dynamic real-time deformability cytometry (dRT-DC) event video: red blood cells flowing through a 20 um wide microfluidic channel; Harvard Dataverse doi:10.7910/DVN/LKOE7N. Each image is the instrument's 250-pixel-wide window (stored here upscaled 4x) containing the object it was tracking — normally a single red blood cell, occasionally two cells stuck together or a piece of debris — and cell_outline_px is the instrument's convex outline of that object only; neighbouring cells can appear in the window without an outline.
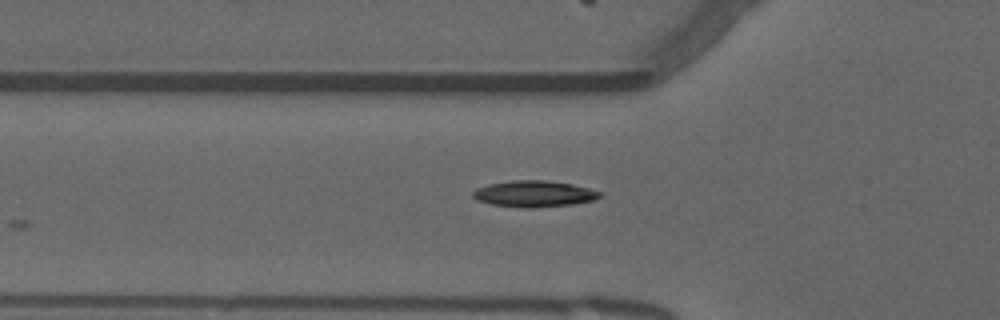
{"species": "common noctule bat (a hibernating species)", "species_latin": "Nyctalus noctula", "temperature_condition": "warm", "stored_images_in_passage": 8, "camera_frame_rate_fps": 3000, "um_per_image_px": 0.085, "animal": {"sex": "male", "forearm_length_mm": 52.5}, "frame": {"image": 1, "passage_image": 3, "time_ms": 0.667, "image_size_px": [1000, 320], "cell_outline_px": [[604, 192], [600, 196], [592, 200], [572, 204], [532, 208], [492, 204], [480, 200], [472, 196], [472, 192], [476, 188], [488, 184], [512, 180], [544, 180], [572, 184]], "centroid_in_image_um": [45.41, 16.46], "position_along_channel_um": 80.4, "area_um2": 19.19}}